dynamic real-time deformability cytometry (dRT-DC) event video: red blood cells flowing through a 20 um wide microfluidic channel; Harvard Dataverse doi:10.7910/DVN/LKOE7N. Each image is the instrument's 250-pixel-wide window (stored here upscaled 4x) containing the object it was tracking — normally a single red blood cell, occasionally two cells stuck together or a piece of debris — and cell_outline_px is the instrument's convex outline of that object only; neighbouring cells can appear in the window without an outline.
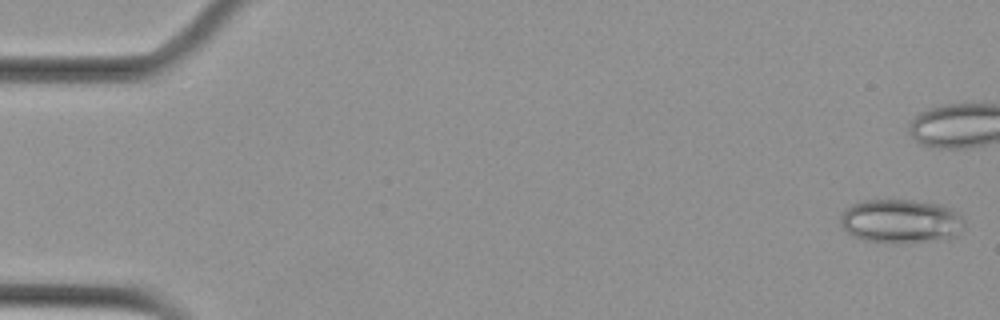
{"species": "Egyptian fruit bat (a non-hibernating species)", "species_latin": "Rousettus aegyptiacus", "temperature_condition": "cold", "stored_images_in_passage": 45, "camera_frame_rate_fps": 3000, "um_per_image_px": 0.085, "animal": {"sex": "female"}, "frame": {"image": 1, "passage_image": 2, "time_ms": 0.333, "image_size_px": [1000, 320], "cell_outline_px": [[964, 228], [948, 240], [896, 244], [864, 240], [852, 236], [840, 224], [840, 216], [844, 208], [852, 204], [864, 200], [908, 200], [940, 204], [960, 212], [964, 220]], "centroid_in_image_um": [76.59, 18.82], "position_along_channel_um": 8.4, "area_um2": 32.37}}
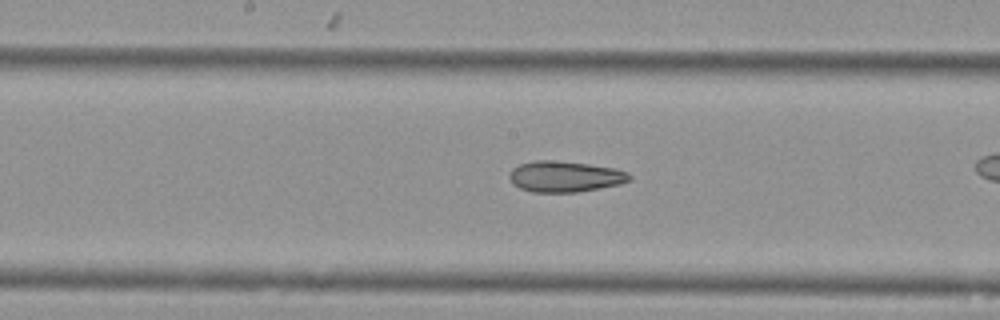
{"frame": {"image": 2, "passage_image": 30, "time_ms": 9.667, "image_size_px": [1000, 320], "cell_outline_px": [[632, 180], [620, 184], [576, 192], [532, 192], [520, 188], [512, 184], [508, 176], [512, 168], [520, 164], [536, 160], [552, 160], [588, 164], [616, 168], [628, 172], [632, 176]], "centroid_in_image_um": [48.02, 15.0], "position_along_channel_um": 200.2, "area_um2": 21.73}}
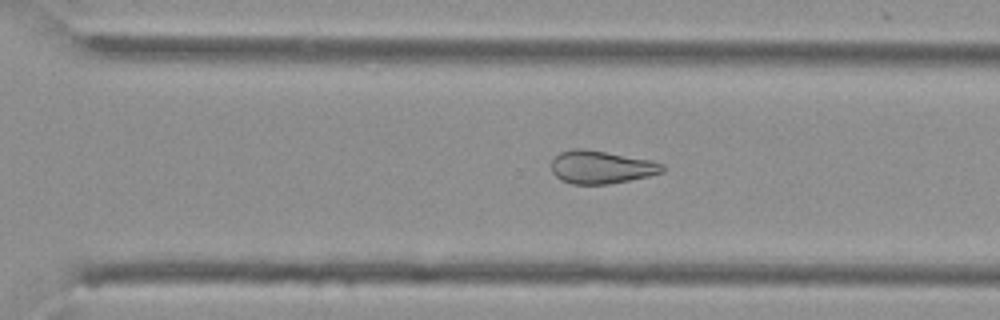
{"frame": {"image": 3, "passage_image": 40, "time_ms": 13.0, "image_size_px": [1000, 320], "cell_outline_px": [[664, 172], [648, 176], [608, 184], [572, 184], [560, 180], [552, 172], [552, 160], [560, 152], [576, 148], [584, 148], [648, 160], [664, 164]], "centroid_in_image_um": [51.07, 14.21], "position_along_channel_um": 319.5, "area_um2": 21.1}}